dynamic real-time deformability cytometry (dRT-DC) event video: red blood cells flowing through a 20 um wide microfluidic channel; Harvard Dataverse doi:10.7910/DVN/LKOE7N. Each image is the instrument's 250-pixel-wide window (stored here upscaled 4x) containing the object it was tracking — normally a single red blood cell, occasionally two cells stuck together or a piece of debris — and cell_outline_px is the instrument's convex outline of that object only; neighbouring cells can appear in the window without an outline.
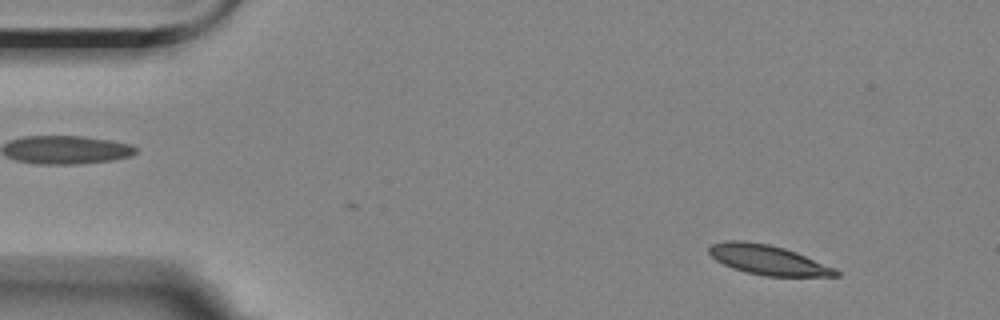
{"species": "Egyptian fruit bat (a non-hibernating species)", "species_latin": "Rousettus aegyptiacus", "temperature_condition": "room temperature", "stored_images_in_passage": 4, "camera_frame_rate_fps": 3000, "um_per_image_px": 0.085, "animal": {"sex": "female"}, "frame": {"image": 1, "passage_image": 1, "time_ms": 0.0, "image_size_px": [1000, 320], "cell_outline_px": [[840, 276], [764, 276], [732, 268], [716, 260], [708, 252], [708, 248], [712, 244], [724, 240], [744, 240], [768, 244], [784, 248], [796, 252], [836, 268], [840, 272]], "centroid_in_image_um": [65.28, 22.08], "position_along_channel_um": 19.7, "area_um2": 21.96}}
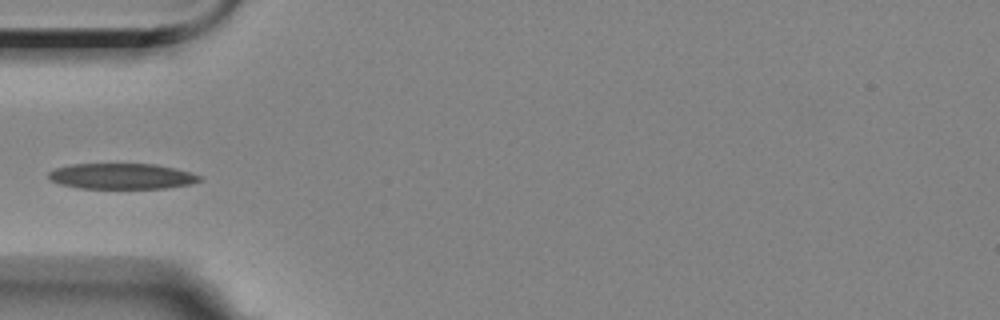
{"frame": {"image": 2, "passage_image": 4, "time_ms": 4.0, "image_size_px": [1000, 320], "cell_outline_px": [[204, 180], [192, 184], [168, 188], [80, 188], [60, 184], [48, 180], [48, 172], [52, 168], [72, 164], [156, 164], [176, 168], [204, 176]], "centroid_in_image_um": [10.38, 14.98], "position_along_channel_um": 74.6, "area_um2": 23.0}}